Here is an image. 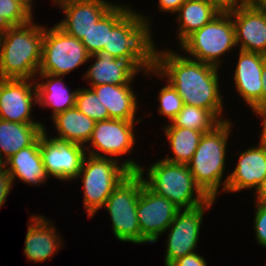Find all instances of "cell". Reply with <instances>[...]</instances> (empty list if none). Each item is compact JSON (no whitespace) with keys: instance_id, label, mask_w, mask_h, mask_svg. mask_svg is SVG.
I'll return each mask as SVG.
<instances>
[{"instance_id":"1","label":"cell","mask_w":266,"mask_h":266,"mask_svg":"<svg viewBox=\"0 0 266 266\" xmlns=\"http://www.w3.org/2000/svg\"><path fill=\"white\" fill-rule=\"evenodd\" d=\"M158 47L155 43L153 68L176 89L184 104L207 109L220 122L230 120L224 112L221 69L189 58L179 50Z\"/></svg>"},{"instance_id":"2","label":"cell","mask_w":266,"mask_h":266,"mask_svg":"<svg viewBox=\"0 0 266 266\" xmlns=\"http://www.w3.org/2000/svg\"><path fill=\"white\" fill-rule=\"evenodd\" d=\"M233 126L230 119L221 122L212 131L203 133L193 157L187 164L197 185L211 199L217 200L220 193H225L229 178V172L225 173L229 155L227 149L229 138L233 136Z\"/></svg>"},{"instance_id":"3","label":"cell","mask_w":266,"mask_h":266,"mask_svg":"<svg viewBox=\"0 0 266 266\" xmlns=\"http://www.w3.org/2000/svg\"><path fill=\"white\" fill-rule=\"evenodd\" d=\"M34 19L6 27L0 49V79L35 80L42 58L44 25Z\"/></svg>"},{"instance_id":"4","label":"cell","mask_w":266,"mask_h":266,"mask_svg":"<svg viewBox=\"0 0 266 266\" xmlns=\"http://www.w3.org/2000/svg\"><path fill=\"white\" fill-rule=\"evenodd\" d=\"M132 9L112 30H108L107 47L102 51L130 61L143 74L153 67V19Z\"/></svg>"},{"instance_id":"5","label":"cell","mask_w":266,"mask_h":266,"mask_svg":"<svg viewBox=\"0 0 266 266\" xmlns=\"http://www.w3.org/2000/svg\"><path fill=\"white\" fill-rule=\"evenodd\" d=\"M148 165L145 168L141 165L137 171L144 185L178 208H194L210 199L195 182L187 164L171 163L160 158Z\"/></svg>"},{"instance_id":"6","label":"cell","mask_w":266,"mask_h":266,"mask_svg":"<svg viewBox=\"0 0 266 266\" xmlns=\"http://www.w3.org/2000/svg\"><path fill=\"white\" fill-rule=\"evenodd\" d=\"M178 47L179 51L189 58L217 68L222 67L226 61L225 56H229L233 50H238L235 27L229 10H222L210 22L189 35Z\"/></svg>"},{"instance_id":"7","label":"cell","mask_w":266,"mask_h":266,"mask_svg":"<svg viewBox=\"0 0 266 266\" xmlns=\"http://www.w3.org/2000/svg\"><path fill=\"white\" fill-rule=\"evenodd\" d=\"M131 171L114 158L86 154L75 180L82 181L83 208L88 219L102 209L114 189Z\"/></svg>"},{"instance_id":"8","label":"cell","mask_w":266,"mask_h":266,"mask_svg":"<svg viewBox=\"0 0 266 266\" xmlns=\"http://www.w3.org/2000/svg\"><path fill=\"white\" fill-rule=\"evenodd\" d=\"M142 122L118 119L95 122L92 135L84 146L86 154L114 158L124 164L131 172H137L142 163L130 157L126 159L125 156L131 155L136 150L134 149L138 141L137 134H135L136 126Z\"/></svg>"},{"instance_id":"9","label":"cell","mask_w":266,"mask_h":266,"mask_svg":"<svg viewBox=\"0 0 266 266\" xmlns=\"http://www.w3.org/2000/svg\"><path fill=\"white\" fill-rule=\"evenodd\" d=\"M143 184V178L137 172H131L114 189L102 207L111 219L115 239L123 243L141 244L137 202Z\"/></svg>"},{"instance_id":"10","label":"cell","mask_w":266,"mask_h":266,"mask_svg":"<svg viewBox=\"0 0 266 266\" xmlns=\"http://www.w3.org/2000/svg\"><path fill=\"white\" fill-rule=\"evenodd\" d=\"M89 53L81 40L68 35L56 24H44L42 58L38 73L67 76L88 62Z\"/></svg>"},{"instance_id":"11","label":"cell","mask_w":266,"mask_h":266,"mask_svg":"<svg viewBox=\"0 0 266 266\" xmlns=\"http://www.w3.org/2000/svg\"><path fill=\"white\" fill-rule=\"evenodd\" d=\"M217 201L209 199L206 203L190 209H180L173 222L164 232L167 233L164 265L170 266L177 259L197 251L205 213Z\"/></svg>"},{"instance_id":"12","label":"cell","mask_w":266,"mask_h":266,"mask_svg":"<svg viewBox=\"0 0 266 266\" xmlns=\"http://www.w3.org/2000/svg\"><path fill=\"white\" fill-rule=\"evenodd\" d=\"M48 133L45 127L40 136V152L47 174L62 183L75 181L86 155L85 147L74 142L59 141Z\"/></svg>"},{"instance_id":"13","label":"cell","mask_w":266,"mask_h":266,"mask_svg":"<svg viewBox=\"0 0 266 266\" xmlns=\"http://www.w3.org/2000/svg\"><path fill=\"white\" fill-rule=\"evenodd\" d=\"M178 208L173 202L141 187L137 202V217L141 231V244L157 243L176 217Z\"/></svg>"},{"instance_id":"14","label":"cell","mask_w":266,"mask_h":266,"mask_svg":"<svg viewBox=\"0 0 266 266\" xmlns=\"http://www.w3.org/2000/svg\"><path fill=\"white\" fill-rule=\"evenodd\" d=\"M33 105H38L35 80L0 79V119L46 126L44 121H35Z\"/></svg>"},{"instance_id":"15","label":"cell","mask_w":266,"mask_h":266,"mask_svg":"<svg viewBox=\"0 0 266 266\" xmlns=\"http://www.w3.org/2000/svg\"><path fill=\"white\" fill-rule=\"evenodd\" d=\"M64 15L56 25L82 40L97 21L115 4L111 0H50Z\"/></svg>"},{"instance_id":"16","label":"cell","mask_w":266,"mask_h":266,"mask_svg":"<svg viewBox=\"0 0 266 266\" xmlns=\"http://www.w3.org/2000/svg\"><path fill=\"white\" fill-rule=\"evenodd\" d=\"M237 61L232 75L236 96L254 113L262 107V69L266 55L237 50ZM242 98V99H241Z\"/></svg>"},{"instance_id":"17","label":"cell","mask_w":266,"mask_h":266,"mask_svg":"<svg viewBox=\"0 0 266 266\" xmlns=\"http://www.w3.org/2000/svg\"><path fill=\"white\" fill-rule=\"evenodd\" d=\"M29 216L23 253L31 263L40 264L54 258L64 248L65 241L52 219L34 212Z\"/></svg>"},{"instance_id":"18","label":"cell","mask_w":266,"mask_h":266,"mask_svg":"<svg viewBox=\"0 0 266 266\" xmlns=\"http://www.w3.org/2000/svg\"><path fill=\"white\" fill-rule=\"evenodd\" d=\"M237 153L236 166L229 173L225 194L252 189L254 194L266 176V143L259 141L258 145L254 143Z\"/></svg>"},{"instance_id":"19","label":"cell","mask_w":266,"mask_h":266,"mask_svg":"<svg viewBox=\"0 0 266 266\" xmlns=\"http://www.w3.org/2000/svg\"><path fill=\"white\" fill-rule=\"evenodd\" d=\"M239 50L266 55V9L236 7L229 9Z\"/></svg>"},{"instance_id":"20","label":"cell","mask_w":266,"mask_h":266,"mask_svg":"<svg viewBox=\"0 0 266 266\" xmlns=\"http://www.w3.org/2000/svg\"><path fill=\"white\" fill-rule=\"evenodd\" d=\"M91 61L93 63H91ZM90 66L82 76L87 85L99 86L103 84L125 85L135 82L141 72L130 62L115 58L110 53L101 51L89 55Z\"/></svg>"},{"instance_id":"21","label":"cell","mask_w":266,"mask_h":266,"mask_svg":"<svg viewBox=\"0 0 266 266\" xmlns=\"http://www.w3.org/2000/svg\"><path fill=\"white\" fill-rule=\"evenodd\" d=\"M89 88L95 92L99 101L107 108L110 119L127 121H143L145 119L143 116L136 117L142 106L138 105L139 98L133 89V84H103Z\"/></svg>"},{"instance_id":"22","label":"cell","mask_w":266,"mask_h":266,"mask_svg":"<svg viewBox=\"0 0 266 266\" xmlns=\"http://www.w3.org/2000/svg\"><path fill=\"white\" fill-rule=\"evenodd\" d=\"M7 171L14 183L16 180L29 186H42L48 181L40 152V137L30 146L21 149L6 161ZM42 184V185H41Z\"/></svg>"},{"instance_id":"23","label":"cell","mask_w":266,"mask_h":266,"mask_svg":"<svg viewBox=\"0 0 266 266\" xmlns=\"http://www.w3.org/2000/svg\"><path fill=\"white\" fill-rule=\"evenodd\" d=\"M64 79V76L46 73H38L35 78L37 106L42 109L48 108V110L50 108L51 119L57 114L75 107L78 88L71 91L69 86L64 83Z\"/></svg>"},{"instance_id":"24","label":"cell","mask_w":266,"mask_h":266,"mask_svg":"<svg viewBox=\"0 0 266 266\" xmlns=\"http://www.w3.org/2000/svg\"><path fill=\"white\" fill-rule=\"evenodd\" d=\"M222 10L208 0H187L175 14L177 33L176 44L179 46L189 35L202 28Z\"/></svg>"},{"instance_id":"25","label":"cell","mask_w":266,"mask_h":266,"mask_svg":"<svg viewBox=\"0 0 266 266\" xmlns=\"http://www.w3.org/2000/svg\"><path fill=\"white\" fill-rule=\"evenodd\" d=\"M42 123H16L0 119V154L5 162L32 145L43 133Z\"/></svg>"},{"instance_id":"26","label":"cell","mask_w":266,"mask_h":266,"mask_svg":"<svg viewBox=\"0 0 266 266\" xmlns=\"http://www.w3.org/2000/svg\"><path fill=\"white\" fill-rule=\"evenodd\" d=\"M53 130L52 138L64 142H74L85 146L94 130L95 121L81 113L76 107L67 109L51 119Z\"/></svg>"},{"instance_id":"27","label":"cell","mask_w":266,"mask_h":266,"mask_svg":"<svg viewBox=\"0 0 266 266\" xmlns=\"http://www.w3.org/2000/svg\"><path fill=\"white\" fill-rule=\"evenodd\" d=\"M169 151L162 157L171 163L188 164L193 157L203 132L183 127H162ZM172 154V156H171Z\"/></svg>"},{"instance_id":"28","label":"cell","mask_w":266,"mask_h":266,"mask_svg":"<svg viewBox=\"0 0 266 266\" xmlns=\"http://www.w3.org/2000/svg\"><path fill=\"white\" fill-rule=\"evenodd\" d=\"M135 6L124 2L115 3L83 37L81 42L89 55L101 52L107 47L108 30H112Z\"/></svg>"},{"instance_id":"29","label":"cell","mask_w":266,"mask_h":266,"mask_svg":"<svg viewBox=\"0 0 266 266\" xmlns=\"http://www.w3.org/2000/svg\"><path fill=\"white\" fill-rule=\"evenodd\" d=\"M221 122L207 109L184 104L180 112L160 127H183L207 133L212 131Z\"/></svg>"},{"instance_id":"30","label":"cell","mask_w":266,"mask_h":266,"mask_svg":"<svg viewBox=\"0 0 266 266\" xmlns=\"http://www.w3.org/2000/svg\"><path fill=\"white\" fill-rule=\"evenodd\" d=\"M145 76H148V78H156L158 77V80H161V82H165L166 85H163L161 88H159V93L156 97L159 101V104L157 105V113L161 115V117L168 118L166 123H170L171 120L180 112V110L183 108L184 102L182 97L177 93L176 89L168 82L166 81L153 67L145 72ZM150 76V77H149Z\"/></svg>"},{"instance_id":"31","label":"cell","mask_w":266,"mask_h":266,"mask_svg":"<svg viewBox=\"0 0 266 266\" xmlns=\"http://www.w3.org/2000/svg\"><path fill=\"white\" fill-rule=\"evenodd\" d=\"M75 107L95 122L110 119L107 108L99 101L98 96L89 87H78Z\"/></svg>"},{"instance_id":"32","label":"cell","mask_w":266,"mask_h":266,"mask_svg":"<svg viewBox=\"0 0 266 266\" xmlns=\"http://www.w3.org/2000/svg\"><path fill=\"white\" fill-rule=\"evenodd\" d=\"M33 17L13 0H0V23L5 27L20 26Z\"/></svg>"},{"instance_id":"33","label":"cell","mask_w":266,"mask_h":266,"mask_svg":"<svg viewBox=\"0 0 266 266\" xmlns=\"http://www.w3.org/2000/svg\"><path fill=\"white\" fill-rule=\"evenodd\" d=\"M253 228L256 242L263 248L266 247V205L254 202Z\"/></svg>"},{"instance_id":"34","label":"cell","mask_w":266,"mask_h":266,"mask_svg":"<svg viewBox=\"0 0 266 266\" xmlns=\"http://www.w3.org/2000/svg\"><path fill=\"white\" fill-rule=\"evenodd\" d=\"M13 185L15 184H13L12 177L7 171V168L4 167L0 169V209L7 202L8 195L11 193Z\"/></svg>"},{"instance_id":"35","label":"cell","mask_w":266,"mask_h":266,"mask_svg":"<svg viewBox=\"0 0 266 266\" xmlns=\"http://www.w3.org/2000/svg\"><path fill=\"white\" fill-rule=\"evenodd\" d=\"M206 260L196 251L177 259L170 266H208Z\"/></svg>"},{"instance_id":"36","label":"cell","mask_w":266,"mask_h":266,"mask_svg":"<svg viewBox=\"0 0 266 266\" xmlns=\"http://www.w3.org/2000/svg\"><path fill=\"white\" fill-rule=\"evenodd\" d=\"M158 1V10L161 13H169L175 16L178 12L179 8L187 1V0H157Z\"/></svg>"},{"instance_id":"37","label":"cell","mask_w":266,"mask_h":266,"mask_svg":"<svg viewBox=\"0 0 266 266\" xmlns=\"http://www.w3.org/2000/svg\"><path fill=\"white\" fill-rule=\"evenodd\" d=\"M254 115L259 119L260 118V127L262 128H259L260 132H259V138H258V141L260 140V142H263V143H266V105L261 107V108H258L255 112H254ZM259 116V117H258Z\"/></svg>"},{"instance_id":"38","label":"cell","mask_w":266,"mask_h":266,"mask_svg":"<svg viewBox=\"0 0 266 266\" xmlns=\"http://www.w3.org/2000/svg\"><path fill=\"white\" fill-rule=\"evenodd\" d=\"M254 202L266 205V176L262 183L259 185L258 189L254 192Z\"/></svg>"},{"instance_id":"39","label":"cell","mask_w":266,"mask_h":266,"mask_svg":"<svg viewBox=\"0 0 266 266\" xmlns=\"http://www.w3.org/2000/svg\"><path fill=\"white\" fill-rule=\"evenodd\" d=\"M13 1L20 4L34 18L33 6L36 3L34 0H13Z\"/></svg>"},{"instance_id":"40","label":"cell","mask_w":266,"mask_h":266,"mask_svg":"<svg viewBox=\"0 0 266 266\" xmlns=\"http://www.w3.org/2000/svg\"><path fill=\"white\" fill-rule=\"evenodd\" d=\"M266 105V58L262 69V107Z\"/></svg>"},{"instance_id":"41","label":"cell","mask_w":266,"mask_h":266,"mask_svg":"<svg viewBox=\"0 0 266 266\" xmlns=\"http://www.w3.org/2000/svg\"><path fill=\"white\" fill-rule=\"evenodd\" d=\"M250 6L257 7V0H233V8Z\"/></svg>"},{"instance_id":"42","label":"cell","mask_w":266,"mask_h":266,"mask_svg":"<svg viewBox=\"0 0 266 266\" xmlns=\"http://www.w3.org/2000/svg\"><path fill=\"white\" fill-rule=\"evenodd\" d=\"M215 3L221 10H229L233 8V0H208Z\"/></svg>"},{"instance_id":"43","label":"cell","mask_w":266,"mask_h":266,"mask_svg":"<svg viewBox=\"0 0 266 266\" xmlns=\"http://www.w3.org/2000/svg\"><path fill=\"white\" fill-rule=\"evenodd\" d=\"M5 29L6 27L0 23V49H1L2 41H3Z\"/></svg>"},{"instance_id":"44","label":"cell","mask_w":266,"mask_h":266,"mask_svg":"<svg viewBox=\"0 0 266 266\" xmlns=\"http://www.w3.org/2000/svg\"><path fill=\"white\" fill-rule=\"evenodd\" d=\"M257 7H266V0H257Z\"/></svg>"},{"instance_id":"45","label":"cell","mask_w":266,"mask_h":266,"mask_svg":"<svg viewBox=\"0 0 266 266\" xmlns=\"http://www.w3.org/2000/svg\"><path fill=\"white\" fill-rule=\"evenodd\" d=\"M6 167V162L5 160L2 158L1 154H0V169Z\"/></svg>"}]
</instances>
